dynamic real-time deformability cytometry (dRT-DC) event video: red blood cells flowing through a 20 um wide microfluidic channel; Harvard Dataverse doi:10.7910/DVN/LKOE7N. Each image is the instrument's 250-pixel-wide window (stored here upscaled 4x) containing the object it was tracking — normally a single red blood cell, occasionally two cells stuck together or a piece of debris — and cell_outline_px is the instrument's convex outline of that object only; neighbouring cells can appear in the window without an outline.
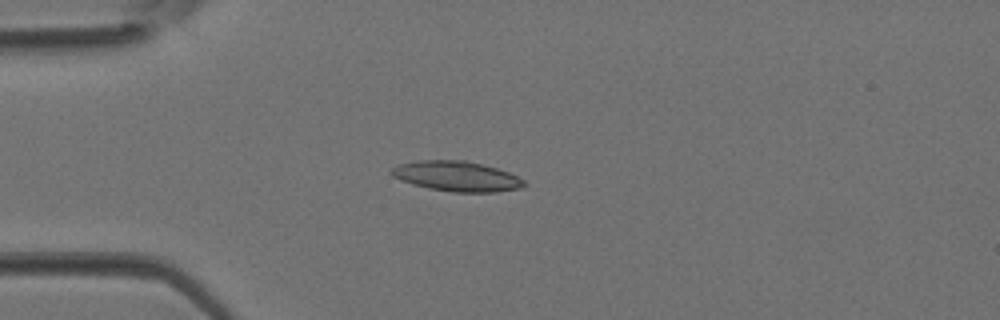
{"species": "Egyptian fruit bat (a non-hibernating species)", "species_latin": "Rousettus aegyptiacus", "temperature_condition": "room temperature", "stored_images_in_passage": 2, "camera_frame_rate_fps": 3000, "um_per_image_px": 0.085, "animal": {"sex": "female"}, "frame": {"image": 1, "passage_image": 2, "time_ms": 0.333, "image_size_px": [1000, 320], "cell_outline_px": [[528, 184], [520, 188], [496, 192], [452, 192], [428, 188], [412, 184], [400, 180], [392, 176], [388, 172], [392, 168], [400, 164], [416, 160], [464, 160], [496, 168], [508, 172], [524, 180]], "centroid_in_image_um": [38.79, 14.98], "position_along_channel_um": 46.2, "area_um2": 23.29}}